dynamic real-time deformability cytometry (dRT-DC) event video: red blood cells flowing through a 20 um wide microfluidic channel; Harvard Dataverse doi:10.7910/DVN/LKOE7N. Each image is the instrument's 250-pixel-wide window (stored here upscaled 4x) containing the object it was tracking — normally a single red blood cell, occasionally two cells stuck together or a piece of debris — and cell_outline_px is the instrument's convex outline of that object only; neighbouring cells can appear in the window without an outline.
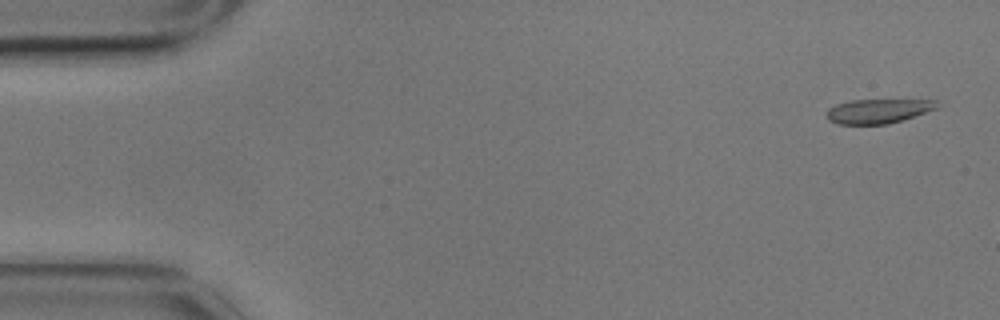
{"species": "common noctule bat (a hibernating species)", "species_latin": "Nyctalus noctula", "temperature_condition": "cold", "stored_images_in_passage": 3, "camera_frame_rate_fps": 3000, "um_per_image_px": 0.085, "animal": {"sex": "male", "body_mass_g": 17.9}, "frame": {"image": 1, "passage_image": 1, "time_ms": 0.0, "image_size_px": [1000, 320], "cell_outline_px": [[936, 108], [888, 124], [836, 124], [828, 120], [828, 108], [836, 104], [852, 100], [936, 100]], "centroid_in_image_um": [74.57, 9.44], "position_along_channel_um": 10.4, "area_um2": 15.26}}